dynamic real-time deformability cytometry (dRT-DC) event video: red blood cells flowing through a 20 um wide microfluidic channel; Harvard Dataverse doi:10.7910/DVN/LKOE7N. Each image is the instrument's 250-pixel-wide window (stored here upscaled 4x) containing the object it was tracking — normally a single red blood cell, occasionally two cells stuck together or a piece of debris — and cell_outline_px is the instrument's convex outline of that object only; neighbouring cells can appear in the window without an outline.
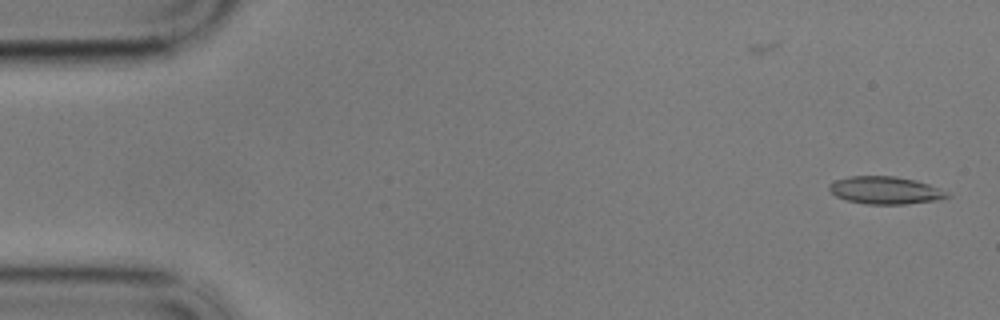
{"species": "common noctule bat (a hibernating species)", "species_latin": "Nyctalus noctula", "temperature_condition": "cold", "stored_images_in_passage": 25, "camera_frame_rate_fps": 3000, "um_per_image_px": 0.085, "animal": {"sex": "male", "body_mass_g": 17.9}, "frame": {"image": 1, "passage_image": 1, "time_ms": 0.0, "image_size_px": [1000, 320], "cell_outline_px": [[952, 196], [940, 200], [904, 204], [864, 204], [848, 200], [836, 196], [828, 188], [828, 184], [836, 180], [848, 176], [896, 176], [916, 180], [940, 188], [948, 192]], "centroid_in_image_um": [75.28, 16.17], "position_along_channel_um": 9.7, "area_um2": 19.07}}
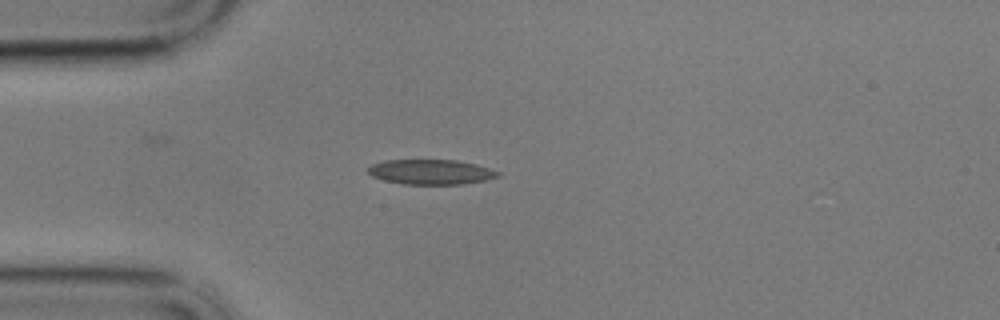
{"frame": {"image": 2, "passage_image": 14, "time_ms": 4.333, "image_size_px": [1000, 320], "cell_outline_px": [[500, 176], [484, 180], [464, 184], [404, 184], [384, 180], [372, 176], [368, 172], [368, 168], [372, 164], [384, 160], [456, 160], [476, 164], [500, 172]], "centroid_in_image_um": [36.62, 14.61], "position_along_channel_um": 48.4, "area_um2": 18.79}}
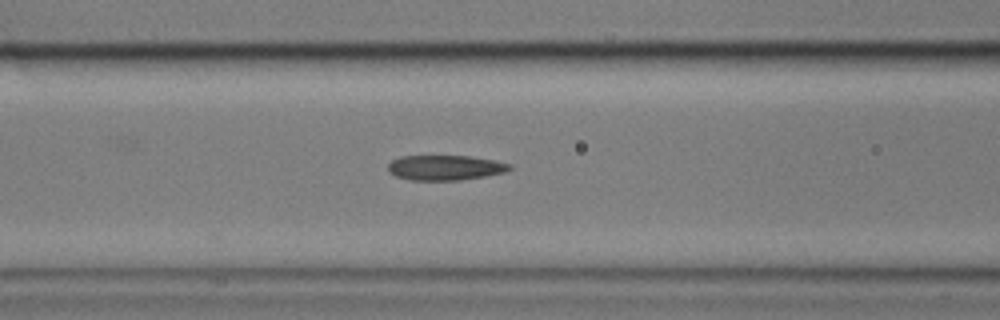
{"frame": {"image": 3, "passage_image": 22, "time_ms": 7.0, "image_size_px": [1000, 320], "cell_outline_px": [[512, 168], [504, 172], [484, 176], [460, 180], [412, 180], [396, 176], [388, 172], [388, 164], [392, 160], [400, 156], [472, 156], [512, 164]], "centroid_in_image_um": [37.82, 14.24], "position_along_channel_um": 128.8, "area_um2": 17.69}}